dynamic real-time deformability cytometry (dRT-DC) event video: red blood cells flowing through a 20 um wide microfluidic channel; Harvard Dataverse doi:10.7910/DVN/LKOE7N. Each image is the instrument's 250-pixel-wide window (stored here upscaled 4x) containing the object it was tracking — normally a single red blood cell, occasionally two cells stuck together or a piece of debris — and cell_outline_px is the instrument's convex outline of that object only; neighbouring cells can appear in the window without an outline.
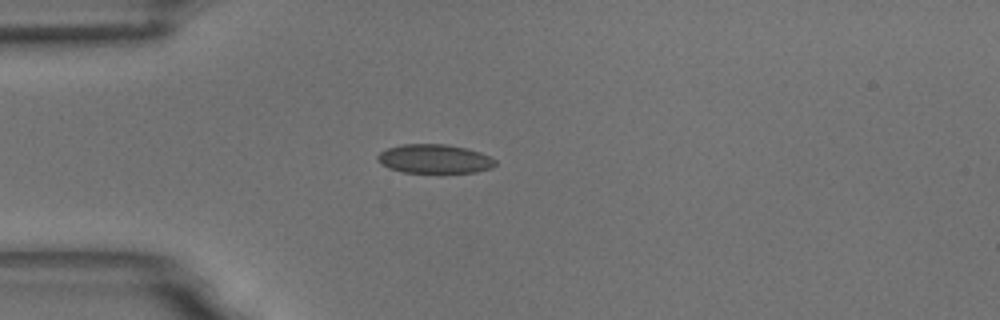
{"species": "common noctule bat (a hibernating species)", "species_latin": "Nyctalus noctula", "temperature_condition": "room temperature", "stored_images_in_passage": 44, "camera_frame_rate_fps": 3000, "um_per_image_px": 0.085, "animal": {"sex": "male", "body_mass_g": 18.8}, "frame": {"image": 1, "passage_image": 1, "time_ms": 0.0, "image_size_px": [1000, 320], "cell_outline_px": [[496, 164], [492, 168], [476, 172], [404, 172], [388, 168], [376, 160], [376, 156], [380, 152], [388, 148], [404, 144], [448, 144], [468, 148], [480, 152], [496, 160]], "centroid_in_image_um": [36.93, 13.49], "position_along_channel_um": 48.1, "area_um2": 19.88}}
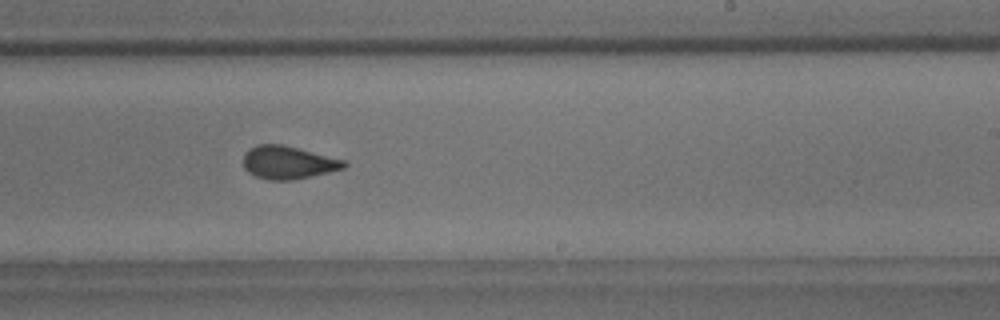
{"frame": {"image": 2, "passage_image": 21, "time_ms": 6.667, "image_size_px": [1000, 320], "cell_outline_px": [[348, 164], [344, 168], [292, 180], [268, 180], [256, 176], [248, 172], [244, 168], [244, 152], [256, 144], [280, 144], [344, 160]], "centroid_in_image_um": [24.44, 13.81], "position_along_channel_um": 264.6, "area_um2": 19.02}}
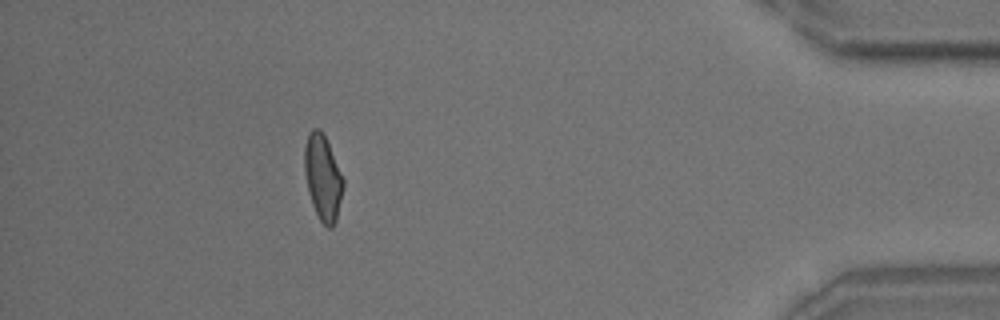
{"frame": {"image": 3, "passage_image": 38, "time_ms": 12.333, "image_size_px": [1000, 320], "cell_outline_px": [[344, 188], [336, 220], [332, 228], [328, 228], [320, 220], [312, 204], [308, 192], [304, 172], [304, 148], [308, 132], [312, 128], [320, 128], [324, 132], [344, 180]], "centroid_in_image_um": [27.43, 15.05], "position_along_channel_um": 407.8, "area_um2": 19.54}, "authors_computed_cell_mechanics": {"area_um2": 19.4786, "velocity_mm_per_s": 3.4371, "shape_relaxation_time_tau1_ms": 5.2078, "shape_relaxation_time_tau2_ms": 1.0568, "deformation_change_tau1": 0.1163, "deformation_change_tau2": 0.0644}}